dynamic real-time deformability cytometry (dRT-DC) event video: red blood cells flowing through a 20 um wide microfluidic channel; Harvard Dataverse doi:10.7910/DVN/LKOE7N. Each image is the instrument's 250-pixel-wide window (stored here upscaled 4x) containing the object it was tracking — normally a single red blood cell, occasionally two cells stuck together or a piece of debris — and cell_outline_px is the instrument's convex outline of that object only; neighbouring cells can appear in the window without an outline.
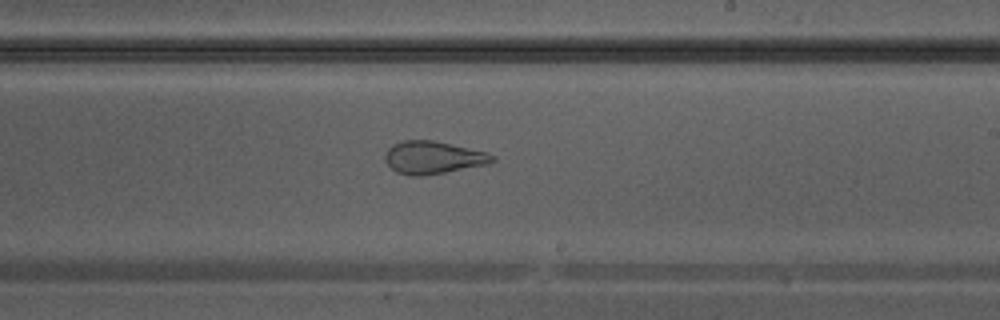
{"species": "Egyptian fruit bat (a non-hibernating species)", "species_latin": "Rousettus aegyptiacus", "temperature_condition": "warm", "stored_images_in_passage": 29, "camera_frame_rate_fps": 3000, "um_per_image_px": 0.085, "animal": {"sex": "male"}, "frame": {"image": 1, "passage_image": 13, "time_ms": 4.0, "image_size_px": [1000, 320], "cell_outline_px": [[496, 160], [484, 164], [444, 172], [420, 176], [412, 176], [396, 172], [384, 160], [384, 156], [388, 148], [392, 144], [404, 140], [432, 140], [488, 152], [496, 156]], "centroid_in_image_um": [36.78, 13.38], "position_along_channel_um": 252.2, "area_um2": 20.23}}